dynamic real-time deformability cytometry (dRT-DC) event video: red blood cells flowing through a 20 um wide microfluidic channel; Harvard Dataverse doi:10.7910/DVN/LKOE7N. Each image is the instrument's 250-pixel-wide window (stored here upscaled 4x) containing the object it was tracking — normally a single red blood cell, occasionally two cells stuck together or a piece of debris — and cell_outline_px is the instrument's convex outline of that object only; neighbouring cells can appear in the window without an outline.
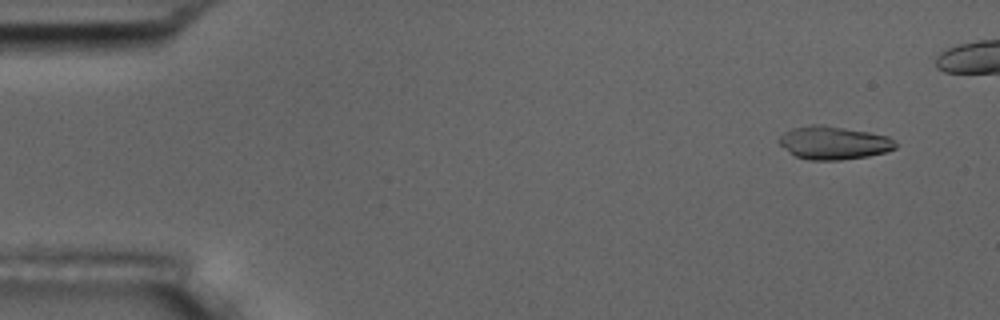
{"species": "common noctule bat (a hibernating species)", "species_latin": "Nyctalus noctula", "temperature_condition": "room temperature", "stored_images_in_passage": 6, "camera_frame_rate_fps": 3000, "um_per_image_px": 0.085, "animal": {"sex": "male", "body_mass_g": 17.5, "forearm_length_mm": 52.3}, "frame": {"image": 1, "passage_image": 1, "time_ms": 0.0, "image_size_px": [1000, 320], "cell_outline_px": [[900, 144], [896, 148], [884, 152], [868, 156], [840, 160], [808, 160], [796, 156], [780, 144], [776, 140], [784, 132], [792, 128], [812, 124], [824, 124], [868, 132], [888, 136], [896, 140]], "centroid_in_image_um": [70.89, 12.13], "position_along_channel_um": 14.1, "area_um2": 22.66}}